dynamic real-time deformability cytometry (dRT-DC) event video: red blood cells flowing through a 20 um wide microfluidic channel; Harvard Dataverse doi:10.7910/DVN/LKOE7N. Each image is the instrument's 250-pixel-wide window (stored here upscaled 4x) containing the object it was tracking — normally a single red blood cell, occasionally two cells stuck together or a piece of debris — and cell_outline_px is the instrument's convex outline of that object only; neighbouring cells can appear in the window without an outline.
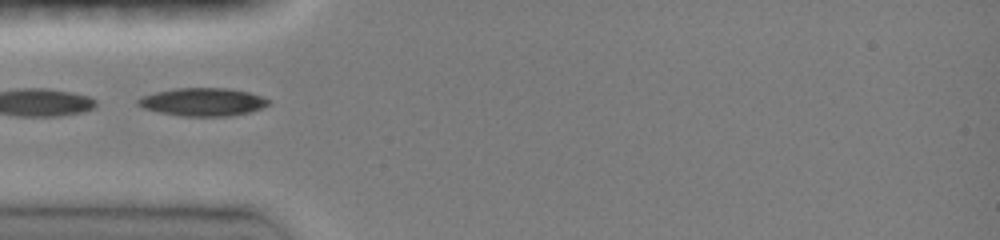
{"species": "common noctule bat (a hibernating species)", "species_latin": "Nyctalus noctula", "temperature_condition": "room temperature", "stored_images_in_passage": 7, "camera_frame_rate_fps": 3000, "um_per_image_px": 0.085, "animal": {"sex": "female", "body_mass_g": 19.0, "forearm_length_mm": 51.5}, "frame": {"image": 1, "passage_image": 6, "time_ms": 1.667, "image_size_px": [1000, 240], "cell_outline_px": [[272, 104], [252, 112], [228, 116], [180, 116], [160, 112], [144, 108], [136, 104], [136, 100], [140, 96], [156, 92], [176, 88], [228, 88], [248, 92], [272, 100]], "centroid_in_image_um": [17.27, 8.67], "position_along_channel_um": 67.7, "area_um2": 21.5}}